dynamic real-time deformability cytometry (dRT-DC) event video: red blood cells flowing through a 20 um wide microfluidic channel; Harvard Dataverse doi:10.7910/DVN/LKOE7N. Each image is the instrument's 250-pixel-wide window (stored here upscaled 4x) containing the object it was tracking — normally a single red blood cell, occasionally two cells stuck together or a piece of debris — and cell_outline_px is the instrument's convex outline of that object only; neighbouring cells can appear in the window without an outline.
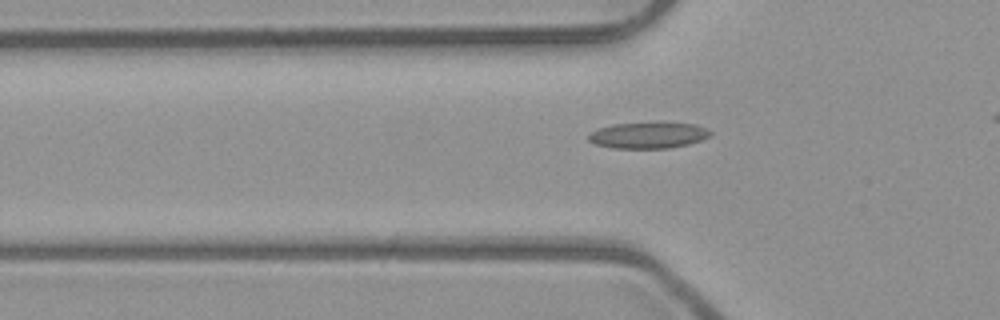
{"species": "common noctule bat (a hibernating species)", "species_latin": "Nyctalus noctula", "temperature_condition": "room temperature", "stored_images_in_passage": 30, "camera_frame_rate_fps": 3000, "um_per_image_px": 0.085, "animal": {"sex": "male", "body_mass_g": 23.1, "forearm_length_mm": 52.7}, "frame": {"image": 1, "passage_image": 2, "time_ms": 0.333, "image_size_px": [1000, 320], "cell_outline_px": [[712, 136], [688, 144], [668, 148], [612, 148], [596, 144], [588, 140], [588, 136], [592, 132], [600, 128], [612, 124], [656, 120], [696, 124], [712, 132]], "centroid_in_image_um": [55.13, 11.45], "position_along_channel_um": 70.7, "area_um2": 19.19}}
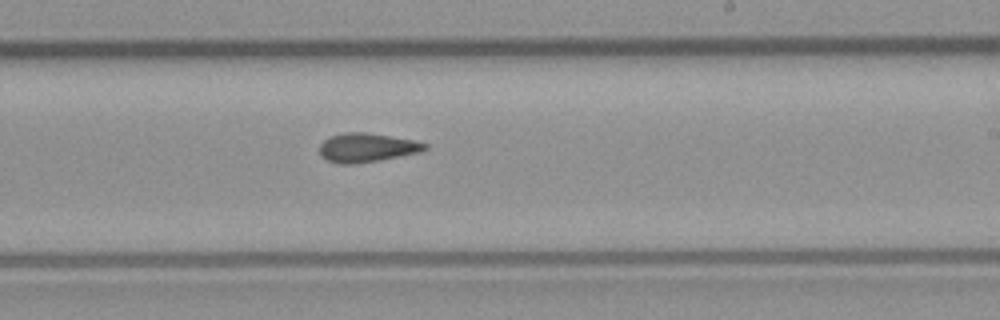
{"frame": {"image": 2, "passage_image": 16, "time_ms": 5.0, "image_size_px": [1000, 320], "cell_outline_px": [[428, 148], [420, 152], [380, 160], [352, 164], [340, 164], [328, 160], [320, 152], [320, 144], [328, 136], [344, 132], [364, 132], [412, 140], [428, 144]], "centroid_in_image_um": [31.17, 12.54], "position_along_channel_um": 257.8, "area_um2": 17.57}}
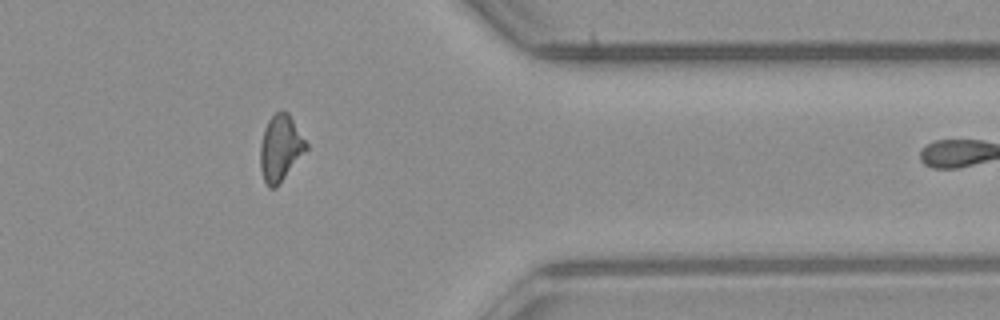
{"frame": {"image": 3, "passage_image": 27, "time_ms": 8.667, "image_size_px": [1000, 320], "cell_outline_px": [[308, 148], [276, 188], [268, 188], [264, 180], [260, 168], [260, 144], [264, 128], [268, 120], [280, 108], [288, 112], [308, 144]], "centroid_in_image_um": [23.82, 12.57], "position_along_channel_um": 387.6, "area_um2": 17.8}, "authors_computed_cell_mechanics": {"area_um2": 17.5423, "velocity_mm_per_s": 3.9861, "shape_relaxation_time_tau1_ms": null, "shape_relaxation_time_tau2_ms": 2.8249, "deformation_change_tau1": null, "deformation_change_tau2": 0.1112}}